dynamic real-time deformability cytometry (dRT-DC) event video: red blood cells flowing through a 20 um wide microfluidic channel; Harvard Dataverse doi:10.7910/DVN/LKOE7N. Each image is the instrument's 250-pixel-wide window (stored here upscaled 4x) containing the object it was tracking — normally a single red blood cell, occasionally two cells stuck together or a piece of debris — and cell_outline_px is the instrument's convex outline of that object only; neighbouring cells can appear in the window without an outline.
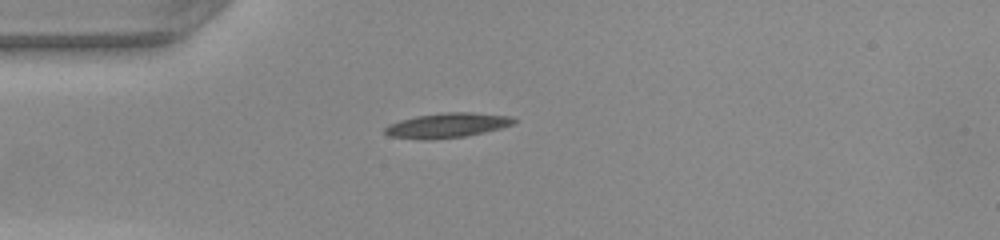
{"species": "common noctule bat (a hibernating species)", "species_latin": "Nyctalus noctula", "temperature_condition": "warm", "stored_images_in_passage": 37, "camera_frame_rate_fps": 3000, "um_per_image_px": 0.085, "animal": {"sex": "female", "body_mass_g": 22.0, "forearm_length_mm": 56.7}, "frame": {"image": 1, "passage_image": 1, "time_ms": 0.0, "image_size_px": [1000, 240], "cell_outline_px": [[516, 124], [484, 132], [464, 136], [432, 140], [420, 140], [388, 136], [384, 132], [384, 128], [388, 124], [400, 120], [416, 116], [448, 112], [472, 112], [512, 116], [516, 120]], "centroid_in_image_um": [38.0, 10.66], "position_along_channel_um": 47.0, "area_um2": 18.79}}
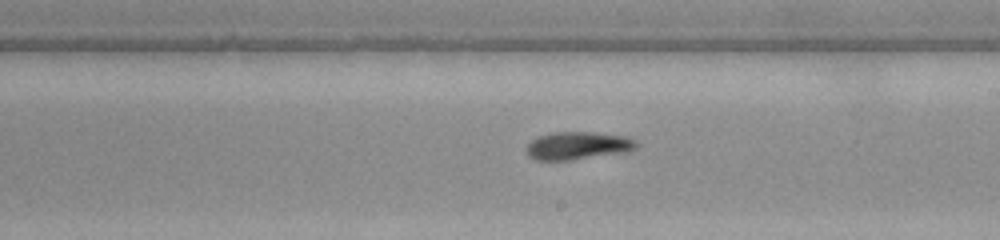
{"frame": {"image": 2, "passage_image": 16, "time_ms": 5.0, "image_size_px": [1000, 240], "cell_outline_px": [[636, 148], [628, 152], [568, 160], [536, 160], [528, 156], [524, 148], [532, 140], [540, 136], [552, 132], [592, 132], [624, 136], [636, 140]], "centroid_in_image_um": [49.09, 12.38], "position_along_channel_um": 239.9, "area_um2": 17.8}}
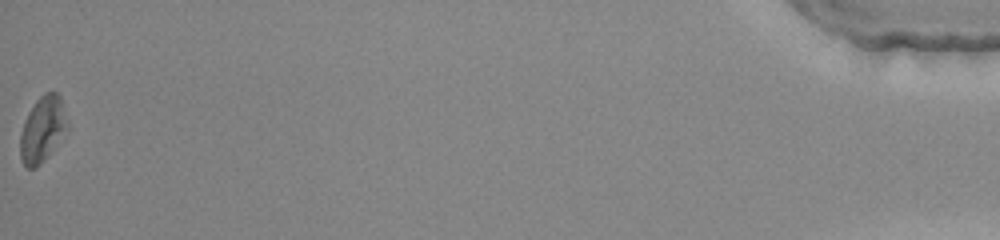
{"frame": {"image": 3, "passage_image": 37, "time_ms": 12.0, "image_size_px": [1000, 240], "cell_outline_px": [[68, 128], [40, 164], [32, 168], [28, 168], [24, 164], [20, 156], [20, 132], [24, 120], [28, 112], [36, 100], [44, 92], [56, 92], [60, 96], [68, 120]], "centroid_in_image_um": [3.6, 10.94], "position_along_channel_um": 431.6, "area_um2": 17.8}, "authors_computed_cell_mechanics": {"area_um2": 17.5712, "velocity_mm_per_s": 4.1815, "shape_relaxation_time_tau1_ms": 5.813, "shape_relaxation_time_tau2_ms": null, "deformation_change_tau1": 0.1909, "deformation_change_tau2": null}}